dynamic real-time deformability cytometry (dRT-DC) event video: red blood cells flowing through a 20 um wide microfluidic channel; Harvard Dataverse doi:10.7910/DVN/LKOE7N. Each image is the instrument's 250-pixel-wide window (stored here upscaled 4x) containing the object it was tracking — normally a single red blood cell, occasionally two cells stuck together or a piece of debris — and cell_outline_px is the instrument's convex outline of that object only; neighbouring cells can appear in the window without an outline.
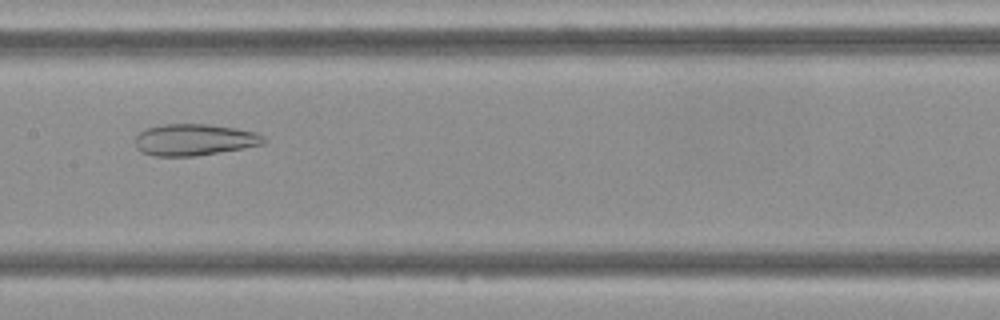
{"species": "Egyptian fruit bat (a non-hibernating species)", "species_latin": "Rousettus aegyptiacus", "temperature_condition": "cold", "stored_images_in_passage": 33, "camera_frame_rate_fps": 3000, "um_per_image_px": 0.085, "frame": {"image": 1, "passage_image": 10, "time_ms": 3.0, "image_size_px": [1000, 320], "cell_outline_px": [[268, 140], [264, 144], [244, 148], [196, 156], [152, 156], [140, 152], [136, 148], [136, 136], [144, 128], [164, 124], [208, 124], [236, 128], [256, 132], [264, 136]], "centroid_in_image_um": [16.52, 11.88], "position_along_channel_um": 190.9, "area_um2": 23.93}}
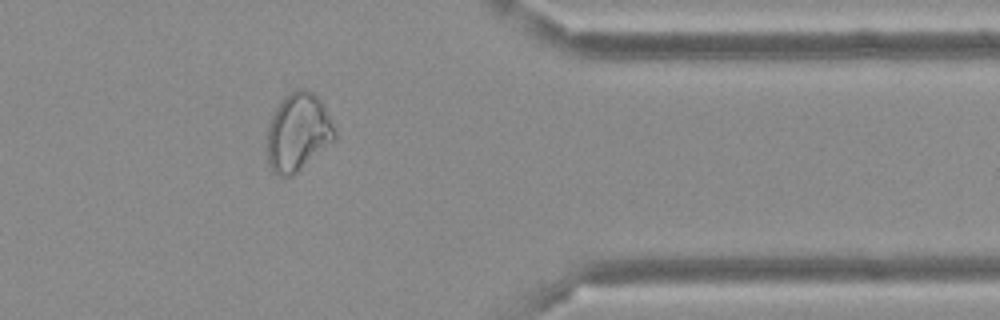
{"frame": {"image": 2, "passage_image": 25, "time_ms": 8.0, "image_size_px": [1000, 320], "cell_outline_px": [[336, 140], [292, 176], [276, 176], [272, 172], [268, 164], [268, 124], [272, 112], [284, 96], [296, 88], [308, 88], [320, 100], [336, 132]], "centroid_in_image_um": [25.31, 11.24], "position_along_channel_um": 386.1, "area_um2": 30.87}}
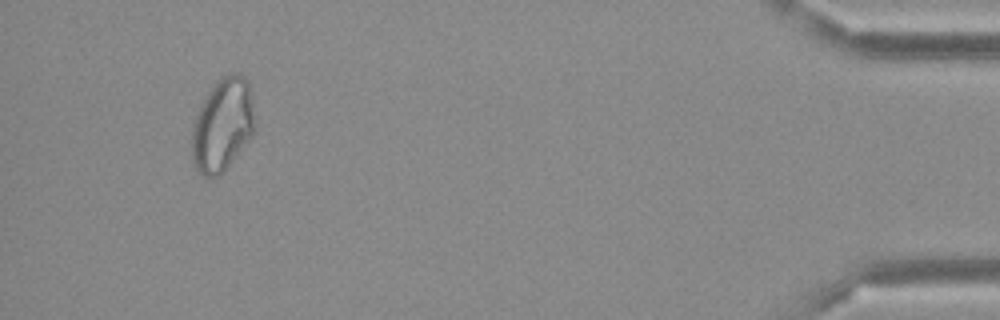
{"frame": {"image": 3, "passage_image": 31, "time_ms": 10.0, "image_size_px": [1000, 320], "cell_outline_px": [[256, 132], [224, 172], [208, 180], [200, 176], [196, 172], [192, 160], [192, 124], [208, 92], [216, 80], [220, 76], [228, 72], [236, 72], [244, 76], [248, 80], [252, 100], [256, 124]], "centroid_in_image_um": [18.93, 10.64], "position_along_channel_um": 416.3, "area_um2": 35.08}}